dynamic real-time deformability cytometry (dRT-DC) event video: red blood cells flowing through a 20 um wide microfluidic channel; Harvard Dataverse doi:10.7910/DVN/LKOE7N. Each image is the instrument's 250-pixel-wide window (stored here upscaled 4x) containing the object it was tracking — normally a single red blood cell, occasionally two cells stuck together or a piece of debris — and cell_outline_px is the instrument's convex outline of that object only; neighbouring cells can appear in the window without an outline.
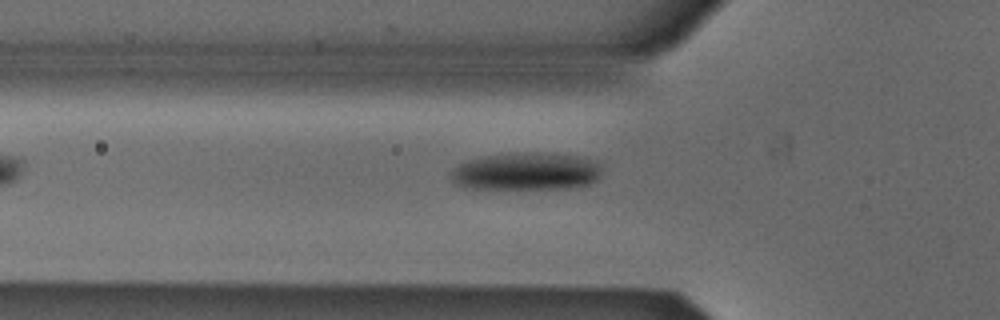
{"species": "Egyptian fruit bat (a non-hibernating species)", "species_latin": "Rousettus aegyptiacus", "temperature_condition": "cold", "stored_images_in_passage": 5, "camera_frame_rate_fps": 3000, "um_per_image_px": 0.085, "animal": {"sex": "male"}, "frame": {"image": 1, "passage_image": 5, "time_ms": 1.333, "image_size_px": [1000, 320], "cell_outline_px": [[600, 176], [596, 180], [588, 184], [568, 188], [460, 188], [448, 176], [460, 164], [468, 160], [484, 156], [512, 152], [552, 152], [584, 156], [596, 160], [600, 164]], "centroid_in_image_um": [44.76, 14.54], "position_along_channel_um": 81.0, "area_um2": 33.58}}